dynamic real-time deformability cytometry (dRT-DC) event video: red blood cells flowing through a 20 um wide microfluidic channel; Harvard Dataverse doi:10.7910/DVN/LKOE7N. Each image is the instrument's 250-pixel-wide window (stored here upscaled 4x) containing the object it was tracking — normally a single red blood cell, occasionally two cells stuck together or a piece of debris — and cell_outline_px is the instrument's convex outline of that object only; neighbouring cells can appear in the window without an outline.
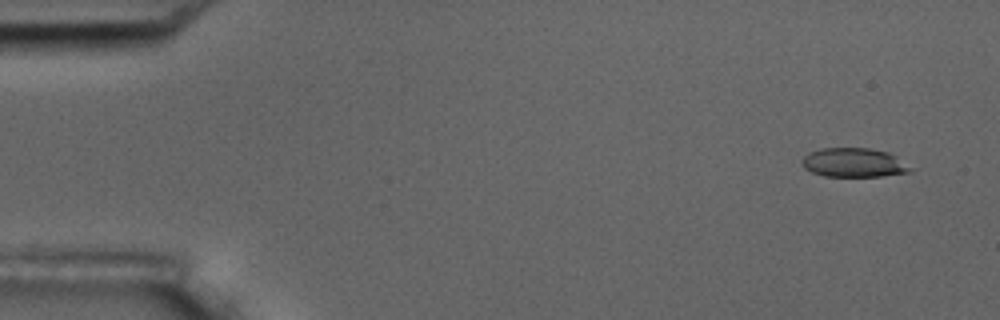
{"species": "common noctule bat (a hibernating species)", "species_latin": "Nyctalus noctula", "temperature_condition": "room temperature", "stored_images_in_passage": 5, "camera_frame_rate_fps": 3000, "um_per_image_px": 0.085, "animal": {"sex": "male", "body_mass_g": 17.5, "forearm_length_mm": 52.3}, "frame": {"image": 1, "passage_image": 1, "time_ms": 0.0, "image_size_px": [1000, 320], "cell_outline_px": [[916, 168], [912, 172], [880, 176], [824, 176], [812, 172], [804, 168], [800, 160], [808, 152], [820, 148], [868, 148], [888, 152], [896, 156]], "centroid_in_image_um": [72.61, 13.82], "position_along_channel_um": 12.4, "area_um2": 18.67}}